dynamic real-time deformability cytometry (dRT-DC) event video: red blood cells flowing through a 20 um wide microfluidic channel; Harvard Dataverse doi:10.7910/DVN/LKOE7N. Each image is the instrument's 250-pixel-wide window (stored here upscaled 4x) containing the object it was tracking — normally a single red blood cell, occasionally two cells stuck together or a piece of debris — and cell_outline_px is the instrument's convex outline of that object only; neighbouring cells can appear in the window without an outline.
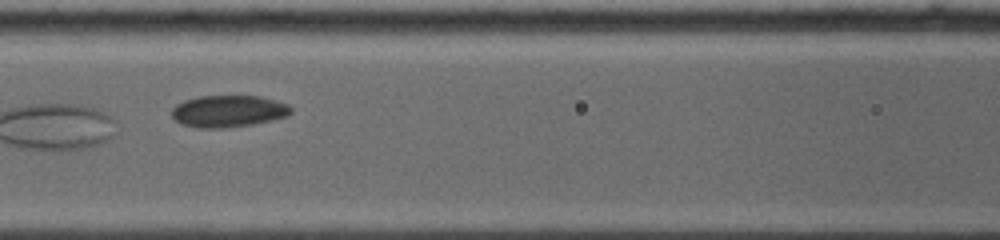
{"species": "common noctule bat (a hibernating species)", "species_latin": "Nyctalus noctula", "temperature_condition": "warm", "stored_images_in_passage": 10, "camera_frame_rate_fps": 5000, "um_per_image_px": 0.085, "animal": {"sex": "female", "body_mass_g": 19.0, "forearm_length_mm": 53.3}, "frame": {"image": 1, "passage_image": 5, "time_ms": 3.2, "image_size_px": [1000, 240], "cell_outline_px": [[292, 112], [288, 116], [272, 120], [252, 124], [228, 128], [196, 128], [180, 124], [172, 116], [172, 108], [176, 104], [184, 100], [200, 96], [260, 96], [276, 100], [288, 104], [292, 108]], "centroid_in_image_um": [19.41, 9.46], "position_along_channel_um": 147.2, "area_um2": 22.37}}
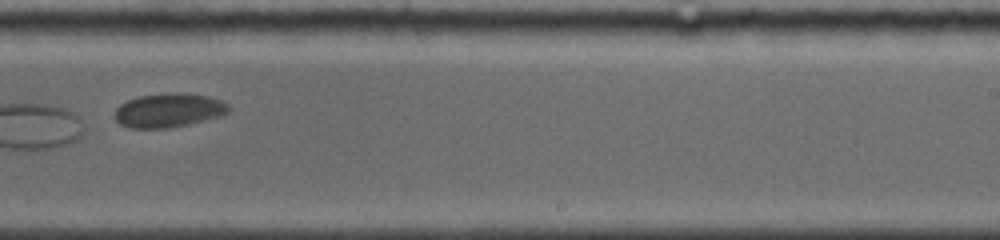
{"frame": {"image": 2, "passage_image": 9, "time_ms": 6.6, "image_size_px": [1000, 240], "cell_outline_px": [[232, 108], [224, 116], [188, 124], [168, 128], [132, 128], [120, 124], [116, 120], [116, 108], [120, 104], [128, 100], [140, 96], [180, 92], [184, 92], [208, 96], [220, 100], [228, 104]], "centroid_in_image_um": [14.4, 9.38], "position_along_channel_um": 274.6, "area_um2": 22.6}}